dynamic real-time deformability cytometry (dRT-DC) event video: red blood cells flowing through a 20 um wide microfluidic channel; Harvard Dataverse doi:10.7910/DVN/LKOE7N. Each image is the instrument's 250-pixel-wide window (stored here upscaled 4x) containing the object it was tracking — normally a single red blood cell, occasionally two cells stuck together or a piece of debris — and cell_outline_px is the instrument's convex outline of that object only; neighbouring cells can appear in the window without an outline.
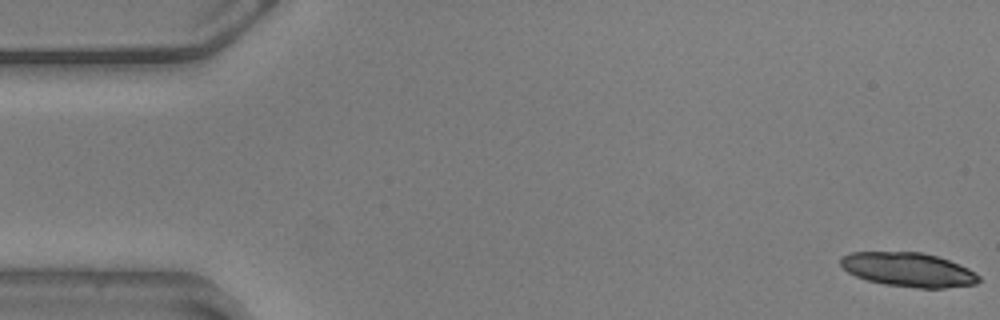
{"species": "common noctule bat (a hibernating species)", "species_latin": "Nyctalus noctula", "temperature_condition": "warm", "stored_images_in_passage": 14, "camera_frame_rate_fps": 3000, "um_per_image_px": 0.085, "animal": {"sex": "male", "body_mass_g": 20.5, "forearm_length_mm": 52.5}, "frame": {"image": 1, "passage_image": 1, "time_ms": 0.0, "image_size_px": [1000, 320], "cell_outline_px": [[980, 280], [976, 284], [944, 288], [916, 288], [884, 284], [868, 280], [856, 276], [848, 272], [840, 264], [840, 256], [852, 252], [920, 252], [936, 256], [948, 260], [968, 268], [980, 276]], "centroid_in_image_um": [77.2, 22.92], "position_along_channel_um": 7.8, "area_um2": 27.4}}